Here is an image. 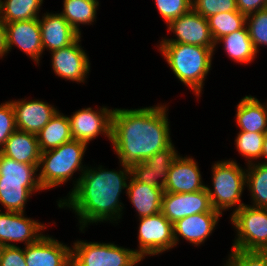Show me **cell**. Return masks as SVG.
Instances as JSON below:
<instances>
[{
	"label": "cell",
	"mask_w": 267,
	"mask_h": 266,
	"mask_svg": "<svg viewBox=\"0 0 267 266\" xmlns=\"http://www.w3.org/2000/svg\"><path fill=\"white\" fill-rule=\"evenodd\" d=\"M166 105L115 108L111 143L120 163L139 164L172 144Z\"/></svg>",
	"instance_id": "obj_1"
},
{
	"label": "cell",
	"mask_w": 267,
	"mask_h": 266,
	"mask_svg": "<svg viewBox=\"0 0 267 266\" xmlns=\"http://www.w3.org/2000/svg\"><path fill=\"white\" fill-rule=\"evenodd\" d=\"M122 170H107L87 166L86 170L73 181L74 186L66 199H60L59 208L68 207L76 213L79 229L84 233L90 223L110 221L117 222L122 217L123 203L120 195L127 189L128 179L131 177L130 166L120 163ZM127 180V181H126Z\"/></svg>",
	"instance_id": "obj_2"
},
{
	"label": "cell",
	"mask_w": 267,
	"mask_h": 266,
	"mask_svg": "<svg viewBox=\"0 0 267 266\" xmlns=\"http://www.w3.org/2000/svg\"><path fill=\"white\" fill-rule=\"evenodd\" d=\"M158 48L176 78L200 97L216 48L182 43H160Z\"/></svg>",
	"instance_id": "obj_3"
},
{
	"label": "cell",
	"mask_w": 267,
	"mask_h": 266,
	"mask_svg": "<svg viewBox=\"0 0 267 266\" xmlns=\"http://www.w3.org/2000/svg\"><path fill=\"white\" fill-rule=\"evenodd\" d=\"M87 145L72 139L55 149L41 152L38 180L43 190L66 183L76 171H81L82 175L87 168L82 164Z\"/></svg>",
	"instance_id": "obj_4"
},
{
	"label": "cell",
	"mask_w": 267,
	"mask_h": 266,
	"mask_svg": "<svg viewBox=\"0 0 267 266\" xmlns=\"http://www.w3.org/2000/svg\"><path fill=\"white\" fill-rule=\"evenodd\" d=\"M212 186L206 185L212 208L221 214L232 207L233 212L240 209L241 196L246 186V169L238 165L236 160L215 162L212 166ZM238 205V206H237Z\"/></svg>",
	"instance_id": "obj_5"
},
{
	"label": "cell",
	"mask_w": 267,
	"mask_h": 266,
	"mask_svg": "<svg viewBox=\"0 0 267 266\" xmlns=\"http://www.w3.org/2000/svg\"><path fill=\"white\" fill-rule=\"evenodd\" d=\"M71 261L72 266H137L142 259L135 249L78 240L71 247Z\"/></svg>",
	"instance_id": "obj_6"
},
{
	"label": "cell",
	"mask_w": 267,
	"mask_h": 266,
	"mask_svg": "<svg viewBox=\"0 0 267 266\" xmlns=\"http://www.w3.org/2000/svg\"><path fill=\"white\" fill-rule=\"evenodd\" d=\"M232 213L230 220L237 237L231 249L267 251V208L245 204Z\"/></svg>",
	"instance_id": "obj_7"
},
{
	"label": "cell",
	"mask_w": 267,
	"mask_h": 266,
	"mask_svg": "<svg viewBox=\"0 0 267 266\" xmlns=\"http://www.w3.org/2000/svg\"><path fill=\"white\" fill-rule=\"evenodd\" d=\"M138 242L135 253L143 260L148 255H158L175 246L173 224L161 213L139 218Z\"/></svg>",
	"instance_id": "obj_8"
},
{
	"label": "cell",
	"mask_w": 267,
	"mask_h": 266,
	"mask_svg": "<svg viewBox=\"0 0 267 266\" xmlns=\"http://www.w3.org/2000/svg\"><path fill=\"white\" fill-rule=\"evenodd\" d=\"M167 27L168 31L173 32L176 37L170 39L163 38L160 43H182L207 48L217 47L212 38L208 20L198 14L193 8L171 21Z\"/></svg>",
	"instance_id": "obj_9"
},
{
	"label": "cell",
	"mask_w": 267,
	"mask_h": 266,
	"mask_svg": "<svg viewBox=\"0 0 267 266\" xmlns=\"http://www.w3.org/2000/svg\"><path fill=\"white\" fill-rule=\"evenodd\" d=\"M113 111L103 106L96 111L88 107L74 112L68 117L72 138L89 144L101 134L111 141Z\"/></svg>",
	"instance_id": "obj_10"
},
{
	"label": "cell",
	"mask_w": 267,
	"mask_h": 266,
	"mask_svg": "<svg viewBox=\"0 0 267 266\" xmlns=\"http://www.w3.org/2000/svg\"><path fill=\"white\" fill-rule=\"evenodd\" d=\"M45 228L44 223L25 217L24 212L3 213L0 210L1 246H16L15 242H24L25 246L35 243L43 236L41 231Z\"/></svg>",
	"instance_id": "obj_11"
},
{
	"label": "cell",
	"mask_w": 267,
	"mask_h": 266,
	"mask_svg": "<svg viewBox=\"0 0 267 266\" xmlns=\"http://www.w3.org/2000/svg\"><path fill=\"white\" fill-rule=\"evenodd\" d=\"M81 35L70 45L51 52L52 69L58 77L85 83L90 71V60L81 47Z\"/></svg>",
	"instance_id": "obj_12"
},
{
	"label": "cell",
	"mask_w": 267,
	"mask_h": 266,
	"mask_svg": "<svg viewBox=\"0 0 267 266\" xmlns=\"http://www.w3.org/2000/svg\"><path fill=\"white\" fill-rule=\"evenodd\" d=\"M203 212H218L212 208L206 188L191 193L163 192L161 213L172 224L187 216Z\"/></svg>",
	"instance_id": "obj_13"
},
{
	"label": "cell",
	"mask_w": 267,
	"mask_h": 266,
	"mask_svg": "<svg viewBox=\"0 0 267 266\" xmlns=\"http://www.w3.org/2000/svg\"><path fill=\"white\" fill-rule=\"evenodd\" d=\"M5 26L7 53L15 45L39 64L43 54L39 18L5 23Z\"/></svg>",
	"instance_id": "obj_14"
},
{
	"label": "cell",
	"mask_w": 267,
	"mask_h": 266,
	"mask_svg": "<svg viewBox=\"0 0 267 266\" xmlns=\"http://www.w3.org/2000/svg\"><path fill=\"white\" fill-rule=\"evenodd\" d=\"M178 155L172 143L141 163L131 166V176L138 182L164 190L169 169Z\"/></svg>",
	"instance_id": "obj_15"
},
{
	"label": "cell",
	"mask_w": 267,
	"mask_h": 266,
	"mask_svg": "<svg viewBox=\"0 0 267 266\" xmlns=\"http://www.w3.org/2000/svg\"><path fill=\"white\" fill-rule=\"evenodd\" d=\"M27 266H72L71 247L45 234L24 247Z\"/></svg>",
	"instance_id": "obj_16"
},
{
	"label": "cell",
	"mask_w": 267,
	"mask_h": 266,
	"mask_svg": "<svg viewBox=\"0 0 267 266\" xmlns=\"http://www.w3.org/2000/svg\"><path fill=\"white\" fill-rule=\"evenodd\" d=\"M15 112L17 130L38 134L59 111L42 100H11Z\"/></svg>",
	"instance_id": "obj_17"
},
{
	"label": "cell",
	"mask_w": 267,
	"mask_h": 266,
	"mask_svg": "<svg viewBox=\"0 0 267 266\" xmlns=\"http://www.w3.org/2000/svg\"><path fill=\"white\" fill-rule=\"evenodd\" d=\"M205 188L198 163L194 158L178 155L169 169L164 192L191 193Z\"/></svg>",
	"instance_id": "obj_18"
},
{
	"label": "cell",
	"mask_w": 267,
	"mask_h": 266,
	"mask_svg": "<svg viewBox=\"0 0 267 266\" xmlns=\"http://www.w3.org/2000/svg\"><path fill=\"white\" fill-rule=\"evenodd\" d=\"M220 212H203L187 216L173 223L175 247L179 237L199 246L211 235L221 217Z\"/></svg>",
	"instance_id": "obj_19"
},
{
	"label": "cell",
	"mask_w": 267,
	"mask_h": 266,
	"mask_svg": "<svg viewBox=\"0 0 267 266\" xmlns=\"http://www.w3.org/2000/svg\"><path fill=\"white\" fill-rule=\"evenodd\" d=\"M43 15L39 18L43 51L66 47L80 36L60 13L46 12Z\"/></svg>",
	"instance_id": "obj_20"
},
{
	"label": "cell",
	"mask_w": 267,
	"mask_h": 266,
	"mask_svg": "<svg viewBox=\"0 0 267 266\" xmlns=\"http://www.w3.org/2000/svg\"><path fill=\"white\" fill-rule=\"evenodd\" d=\"M0 153L17 162L39 165L41 150L36 134L16 130L0 149Z\"/></svg>",
	"instance_id": "obj_21"
},
{
	"label": "cell",
	"mask_w": 267,
	"mask_h": 266,
	"mask_svg": "<svg viewBox=\"0 0 267 266\" xmlns=\"http://www.w3.org/2000/svg\"><path fill=\"white\" fill-rule=\"evenodd\" d=\"M128 181L125 191L139 218L161 212L163 189L138 182L132 176Z\"/></svg>",
	"instance_id": "obj_22"
},
{
	"label": "cell",
	"mask_w": 267,
	"mask_h": 266,
	"mask_svg": "<svg viewBox=\"0 0 267 266\" xmlns=\"http://www.w3.org/2000/svg\"><path fill=\"white\" fill-rule=\"evenodd\" d=\"M235 117L239 132L267 133V103H261L256 97L242 98Z\"/></svg>",
	"instance_id": "obj_23"
},
{
	"label": "cell",
	"mask_w": 267,
	"mask_h": 266,
	"mask_svg": "<svg viewBox=\"0 0 267 266\" xmlns=\"http://www.w3.org/2000/svg\"><path fill=\"white\" fill-rule=\"evenodd\" d=\"M223 43L224 50L232 60L241 64L251 63L257 56L246 25L215 42V45Z\"/></svg>",
	"instance_id": "obj_24"
},
{
	"label": "cell",
	"mask_w": 267,
	"mask_h": 266,
	"mask_svg": "<svg viewBox=\"0 0 267 266\" xmlns=\"http://www.w3.org/2000/svg\"><path fill=\"white\" fill-rule=\"evenodd\" d=\"M41 152L49 151L72 140L68 116L60 113L56 115L37 134Z\"/></svg>",
	"instance_id": "obj_25"
},
{
	"label": "cell",
	"mask_w": 267,
	"mask_h": 266,
	"mask_svg": "<svg viewBox=\"0 0 267 266\" xmlns=\"http://www.w3.org/2000/svg\"><path fill=\"white\" fill-rule=\"evenodd\" d=\"M38 166L20 163L0 153V182L22 183V186H41Z\"/></svg>",
	"instance_id": "obj_26"
},
{
	"label": "cell",
	"mask_w": 267,
	"mask_h": 266,
	"mask_svg": "<svg viewBox=\"0 0 267 266\" xmlns=\"http://www.w3.org/2000/svg\"><path fill=\"white\" fill-rule=\"evenodd\" d=\"M98 6V0H63L60 14L81 35L80 24L91 25L96 21Z\"/></svg>",
	"instance_id": "obj_27"
},
{
	"label": "cell",
	"mask_w": 267,
	"mask_h": 266,
	"mask_svg": "<svg viewBox=\"0 0 267 266\" xmlns=\"http://www.w3.org/2000/svg\"><path fill=\"white\" fill-rule=\"evenodd\" d=\"M41 186H22V183L0 182V204L8 212H24L25 203Z\"/></svg>",
	"instance_id": "obj_28"
},
{
	"label": "cell",
	"mask_w": 267,
	"mask_h": 266,
	"mask_svg": "<svg viewBox=\"0 0 267 266\" xmlns=\"http://www.w3.org/2000/svg\"><path fill=\"white\" fill-rule=\"evenodd\" d=\"M43 0H0V19L4 23L39 18Z\"/></svg>",
	"instance_id": "obj_29"
},
{
	"label": "cell",
	"mask_w": 267,
	"mask_h": 266,
	"mask_svg": "<svg viewBox=\"0 0 267 266\" xmlns=\"http://www.w3.org/2000/svg\"><path fill=\"white\" fill-rule=\"evenodd\" d=\"M251 163L246 168V187L252 196L254 207L267 208V164Z\"/></svg>",
	"instance_id": "obj_30"
},
{
	"label": "cell",
	"mask_w": 267,
	"mask_h": 266,
	"mask_svg": "<svg viewBox=\"0 0 267 266\" xmlns=\"http://www.w3.org/2000/svg\"><path fill=\"white\" fill-rule=\"evenodd\" d=\"M207 20L214 42L246 25V16L239 11L214 14Z\"/></svg>",
	"instance_id": "obj_31"
},
{
	"label": "cell",
	"mask_w": 267,
	"mask_h": 266,
	"mask_svg": "<svg viewBox=\"0 0 267 266\" xmlns=\"http://www.w3.org/2000/svg\"><path fill=\"white\" fill-rule=\"evenodd\" d=\"M265 133L239 132L235 138V145L240 155L245 157L248 164L254 159L262 158Z\"/></svg>",
	"instance_id": "obj_32"
},
{
	"label": "cell",
	"mask_w": 267,
	"mask_h": 266,
	"mask_svg": "<svg viewBox=\"0 0 267 266\" xmlns=\"http://www.w3.org/2000/svg\"><path fill=\"white\" fill-rule=\"evenodd\" d=\"M246 27L257 52L267 46V8L246 16Z\"/></svg>",
	"instance_id": "obj_33"
},
{
	"label": "cell",
	"mask_w": 267,
	"mask_h": 266,
	"mask_svg": "<svg viewBox=\"0 0 267 266\" xmlns=\"http://www.w3.org/2000/svg\"><path fill=\"white\" fill-rule=\"evenodd\" d=\"M159 14L168 25L171 21L192 9V0H155Z\"/></svg>",
	"instance_id": "obj_34"
},
{
	"label": "cell",
	"mask_w": 267,
	"mask_h": 266,
	"mask_svg": "<svg viewBox=\"0 0 267 266\" xmlns=\"http://www.w3.org/2000/svg\"><path fill=\"white\" fill-rule=\"evenodd\" d=\"M224 266H267V251L232 249Z\"/></svg>",
	"instance_id": "obj_35"
},
{
	"label": "cell",
	"mask_w": 267,
	"mask_h": 266,
	"mask_svg": "<svg viewBox=\"0 0 267 266\" xmlns=\"http://www.w3.org/2000/svg\"><path fill=\"white\" fill-rule=\"evenodd\" d=\"M192 8L206 19L214 14L238 11L236 0H192Z\"/></svg>",
	"instance_id": "obj_36"
},
{
	"label": "cell",
	"mask_w": 267,
	"mask_h": 266,
	"mask_svg": "<svg viewBox=\"0 0 267 266\" xmlns=\"http://www.w3.org/2000/svg\"><path fill=\"white\" fill-rule=\"evenodd\" d=\"M17 130L15 112L11 101L0 104V149L10 135Z\"/></svg>",
	"instance_id": "obj_37"
},
{
	"label": "cell",
	"mask_w": 267,
	"mask_h": 266,
	"mask_svg": "<svg viewBox=\"0 0 267 266\" xmlns=\"http://www.w3.org/2000/svg\"><path fill=\"white\" fill-rule=\"evenodd\" d=\"M0 266H27L24 249L18 246H2Z\"/></svg>",
	"instance_id": "obj_38"
},
{
	"label": "cell",
	"mask_w": 267,
	"mask_h": 266,
	"mask_svg": "<svg viewBox=\"0 0 267 266\" xmlns=\"http://www.w3.org/2000/svg\"><path fill=\"white\" fill-rule=\"evenodd\" d=\"M237 9L245 16L267 8V0H236Z\"/></svg>",
	"instance_id": "obj_39"
},
{
	"label": "cell",
	"mask_w": 267,
	"mask_h": 266,
	"mask_svg": "<svg viewBox=\"0 0 267 266\" xmlns=\"http://www.w3.org/2000/svg\"><path fill=\"white\" fill-rule=\"evenodd\" d=\"M6 38V26L0 19V58L7 55Z\"/></svg>",
	"instance_id": "obj_40"
},
{
	"label": "cell",
	"mask_w": 267,
	"mask_h": 266,
	"mask_svg": "<svg viewBox=\"0 0 267 266\" xmlns=\"http://www.w3.org/2000/svg\"><path fill=\"white\" fill-rule=\"evenodd\" d=\"M262 159H265V160L264 162L263 161L261 162L267 164V160H266L267 159V133H265L264 142H263Z\"/></svg>",
	"instance_id": "obj_41"
}]
</instances>
